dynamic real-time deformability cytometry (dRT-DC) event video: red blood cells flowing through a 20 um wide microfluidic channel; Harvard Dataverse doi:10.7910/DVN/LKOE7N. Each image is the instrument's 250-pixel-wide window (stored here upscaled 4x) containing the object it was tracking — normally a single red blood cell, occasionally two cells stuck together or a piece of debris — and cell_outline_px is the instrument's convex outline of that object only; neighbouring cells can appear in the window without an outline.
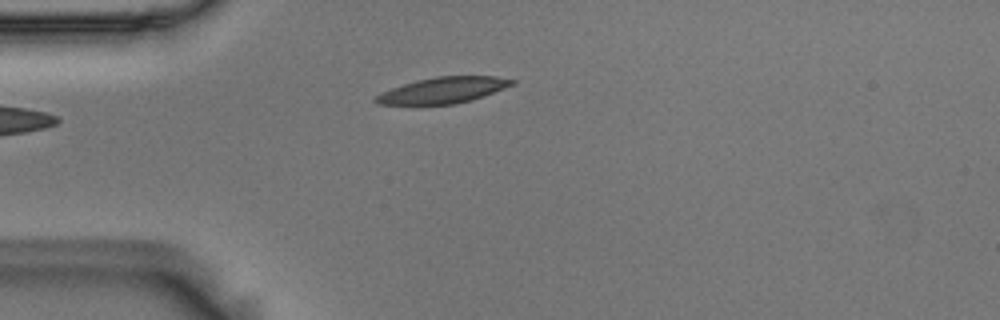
{"species": "Egyptian fruit bat (a non-hibernating species)", "species_latin": "Rousettus aegyptiacus", "temperature_condition": "room temperature", "stored_images_in_passage": 4, "camera_frame_rate_fps": 3000, "um_per_image_px": 0.085, "animal": {"sex": "male"}, "frame": {"image": 1, "passage_image": 4, "time_ms": 1.0, "image_size_px": [1000, 320], "cell_outline_px": [[516, 84], [484, 96], [472, 100], [456, 104], [376, 104], [372, 100], [380, 92], [416, 80], [436, 76], [496, 76], [516, 80]], "centroid_in_image_um": [37.69, 7.66], "position_along_channel_um": 47.3, "area_um2": 20.75}}